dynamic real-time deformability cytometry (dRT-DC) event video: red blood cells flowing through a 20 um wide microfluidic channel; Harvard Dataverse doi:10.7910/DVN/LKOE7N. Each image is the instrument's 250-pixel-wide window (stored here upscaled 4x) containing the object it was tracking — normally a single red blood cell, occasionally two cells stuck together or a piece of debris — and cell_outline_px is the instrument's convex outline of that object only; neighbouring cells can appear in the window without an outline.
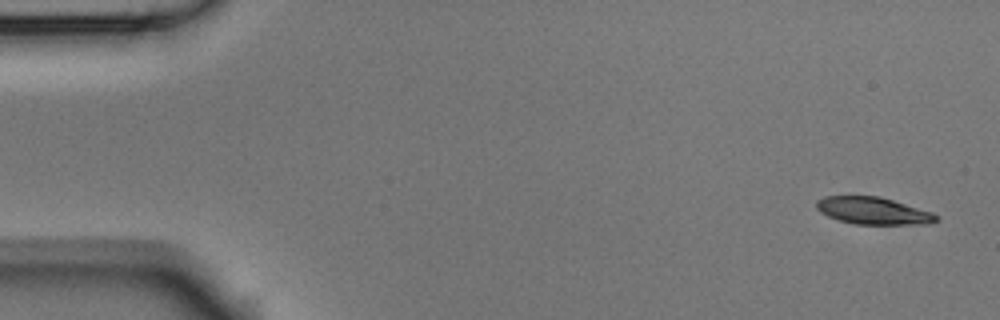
{"species": "Egyptian fruit bat (a non-hibernating species)", "species_latin": "Rousettus aegyptiacus", "temperature_condition": "room temperature", "stored_images_in_passage": 5, "camera_frame_rate_fps": 3000, "um_per_image_px": 0.085, "animal": {"sex": "male"}, "frame": {"image": 1, "passage_image": 1, "time_ms": 0.0, "image_size_px": [1000, 320], "cell_outline_px": [[940, 220], [932, 224], [856, 224], [840, 220], [828, 216], [820, 212], [816, 208], [816, 200], [824, 196], [880, 196], [932, 212], [940, 216]], "centroid_in_image_um": [74.25, 17.92], "position_along_channel_um": 10.7, "area_um2": 19.07}}
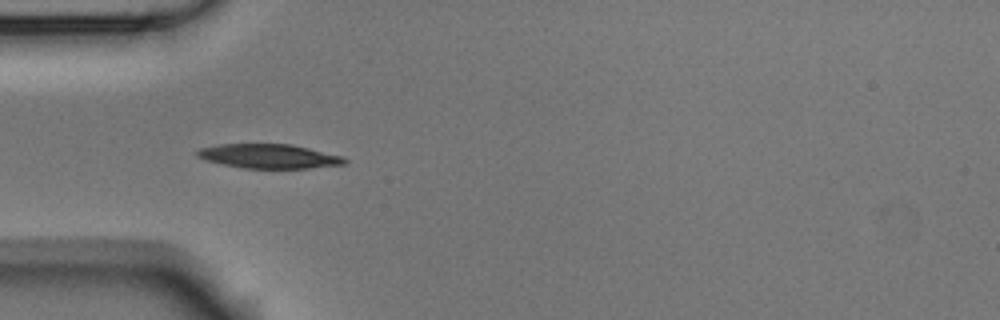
{"frame": {"image": 2, "passage_image": 4, "time_ms": 1.0, "image_size_px": [1000, 320], "cell_outline_px": [[348, 160], [344, 164], [308, 168], [244, 168], [224, 164], [208, 160], [196, 156], [196, 152], [200, 148], [220, 144], [292, 144], [340, 156]], "centroid_in_image_um": [22.84, 13.27], "position_along_channel_um": 62.2, "area_um2": 20.46}}
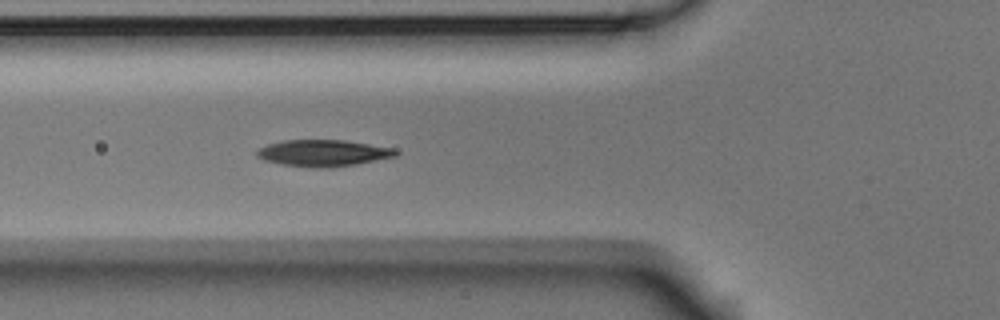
{"frame": {"image": 3, "passage_image": 5, "time_ms": 1.333, "image_size_px": [1000, 320], "cell_outline_px": [[400, 152], [396, 156], [356, 164], [332, 168], [316, 168], [284, 164], [264, 160], [256, 156], [256, 152], [260, 148], [268, 144], [284, 140], [344, 140], [392, 148]], "centroid_in_image_um": [27.47, 13.01], "position_along_channel_um": 98.3, "area_um2": 21.33}}